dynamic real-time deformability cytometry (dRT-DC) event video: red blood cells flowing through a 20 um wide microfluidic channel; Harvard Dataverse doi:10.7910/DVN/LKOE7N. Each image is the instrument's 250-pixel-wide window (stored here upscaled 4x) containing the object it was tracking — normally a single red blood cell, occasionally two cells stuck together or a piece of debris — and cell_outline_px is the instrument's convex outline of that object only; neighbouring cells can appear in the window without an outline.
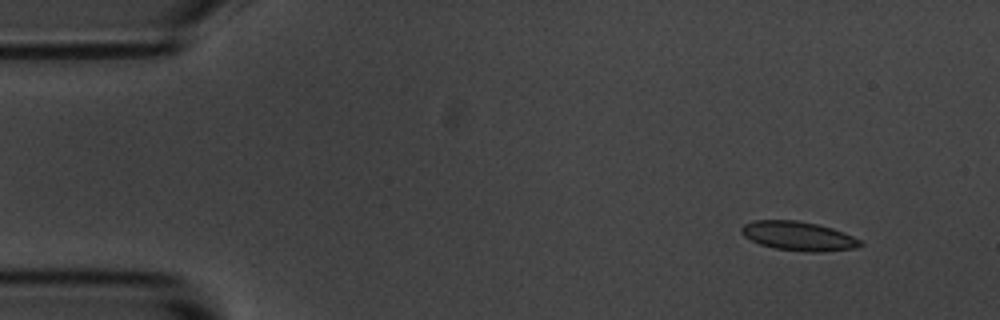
{"species": "common noctule bat (a hibernating species)", "species_latin": "Nyctalus noctula", "temperature_condition": "room temperature", "stored_images_in_passage": 4, "camera_frame_rate_fps": 3000, "um_per_image_px": 0.085, "animal": {"sex": "male", "body_mass_g": 20.1, "forearm_length_mm": 53.5}, "frame": {"image": 1, "passage_image": 1, "time_ms": 0.0, "image_size_px": [1000, 320], "cell_outline_px": [[864, 244], [856, 248], [824, 252], [808, 252], [776, 248], [760, 244], [744, 236], [740, 232], [740, 228], [744, 224], [752, 220], [796, 220], [816, 224], [832, 228], [844, 232], [860, 240]], "centroid_in_image_um": [67.87, 20.06], "position_along_channel_um": 17.1, "area_um2": 20.17}}
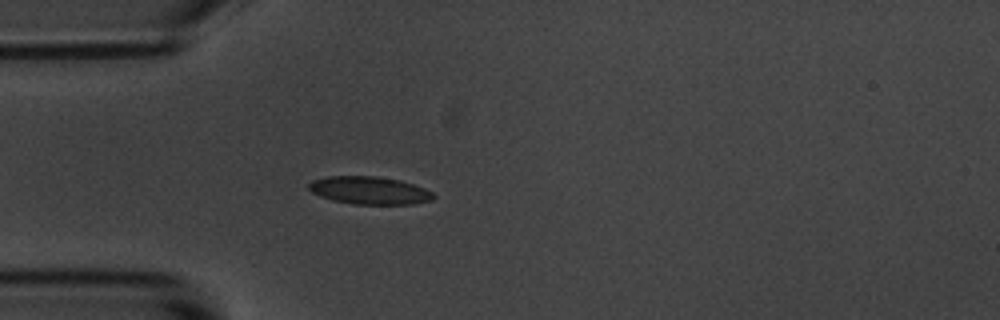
{"frame": {"image": 2, "passage_image": 4, "time_ms": 1.0, "image_size_px": [1000, 320], "cell_outline_px": [[436, 196], [432, 200], [412, 204], [352, 204], [332, 200], [320, 196], [312, 192], [308, 188], [308, 184], [312, 180], [328, 176], [376, 176], [400, 180], [424, 188], [432, 192]], "centroid_in_image_um": [31.39, 16.18], "position_along_channel_um": 53.6, "area_um2": 20.17}}